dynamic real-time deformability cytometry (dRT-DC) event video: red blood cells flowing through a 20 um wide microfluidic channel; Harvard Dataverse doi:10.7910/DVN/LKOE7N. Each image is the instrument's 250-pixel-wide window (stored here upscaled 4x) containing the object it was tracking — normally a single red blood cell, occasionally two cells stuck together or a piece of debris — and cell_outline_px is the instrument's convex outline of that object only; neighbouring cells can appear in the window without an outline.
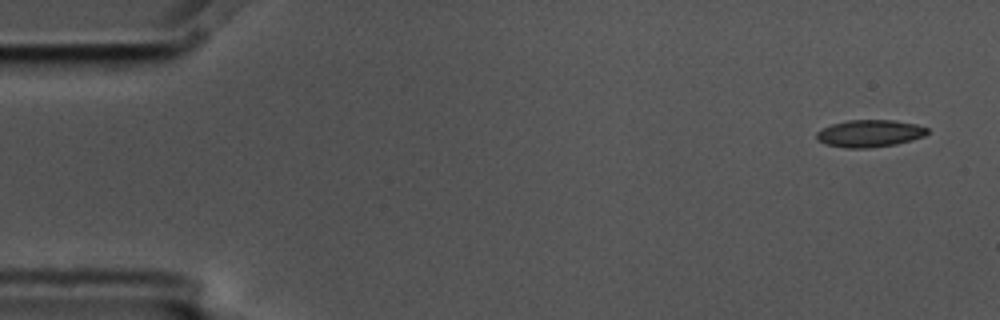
{"species": "common noctule bat (a hibernating species)", "species_latin": "Nyctalus noctula", "temperature_condition": "cold", "stored_images_in_passage": 4, "camera_frame_rate_fps": 3000, "um_per_image_px": 0.085, "animal": {"sex": "male", "body_mass_g": 17.5, "forearm_length_mm": 52.3}, "frame": {"image": 1, "passage_image": 1, "time_ms": 0.0, "image_size_px": [1000, 320], "cell_outline_px": [[928, 132], [924, 136], [912, 140], [896, 144], [868, 148], [848, 148], [824, 144], [816, 140], [816, 132], [820, 128], [832, 124], [848, 120], [896, 120], [916, 124], [928, 128]], "centroid_in_image_um": [73.89, 11.34], "position_along_channel_um": 11.1, "area_um2": 17.74}}
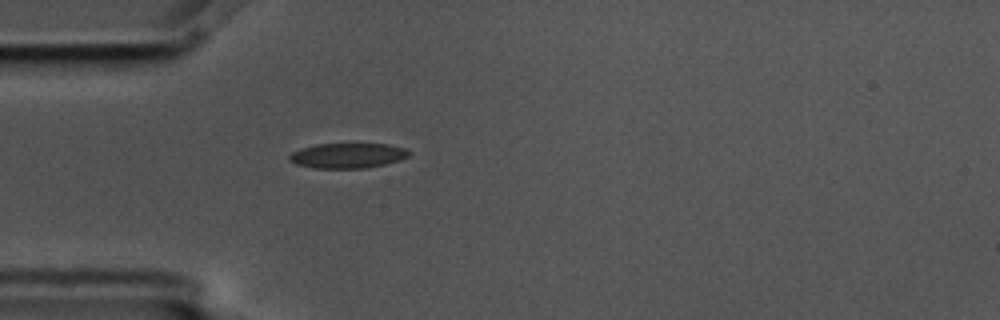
{"frame": {"image": 2, "passage_image": 4, "time_ms": 1.0, "image_size_px": [1000, 320], "cell_outline_px": [[408, 156], [400, 160], [384, 164], [364, 168], [316, 168], [296, 164], [288, 160], [288, 156], [292, 152], [300, 148], [316, 144], [388, 144], [404, 148], [408, 152]], "centroid_in_image_um": [29.5, 13.22], "position_along_channel_um": 55.5, "area_um2": 17.34}}